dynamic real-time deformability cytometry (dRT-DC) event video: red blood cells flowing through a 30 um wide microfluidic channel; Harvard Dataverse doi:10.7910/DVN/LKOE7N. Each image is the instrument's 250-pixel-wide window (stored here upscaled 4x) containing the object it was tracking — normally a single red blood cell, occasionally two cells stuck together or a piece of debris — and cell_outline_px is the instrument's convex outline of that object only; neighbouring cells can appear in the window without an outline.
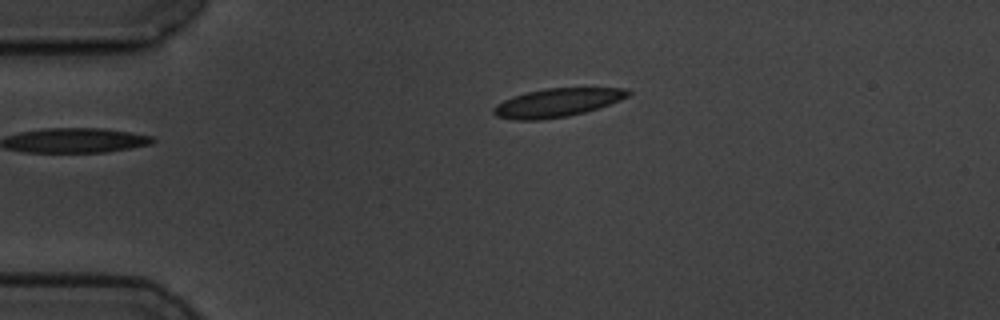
{"species": "common noctule bat (a hibernating species)", "species_latin": "Nyctalus noctula", "temperature_condition": "cold", "stored_images_in_passage": 2, "camera_frame_rate_fps": 3000, "um_per_image_px": 0.085, "animal": {"sex": "male", "body_mass_g": 19.5, "forearm_length_mm": 54.6}, "frame": {"image": 1, "passage_image": 1, "time_ms": 0.0, "image_size_px": [1000, 320], "cell_outline_px": [[632, 92], [628, 96], [620, 100], [584, 112], [568, 116], [540, 120], [516, 120], [496, 116], [492, 112], [492, 108], [496, 104], [512, 96], [544, 88], [628, 88]], "centroid_in_image_um": [47.33, 8.72], "position_along_channel_um": 37.7, "area_um2": 22.25}}